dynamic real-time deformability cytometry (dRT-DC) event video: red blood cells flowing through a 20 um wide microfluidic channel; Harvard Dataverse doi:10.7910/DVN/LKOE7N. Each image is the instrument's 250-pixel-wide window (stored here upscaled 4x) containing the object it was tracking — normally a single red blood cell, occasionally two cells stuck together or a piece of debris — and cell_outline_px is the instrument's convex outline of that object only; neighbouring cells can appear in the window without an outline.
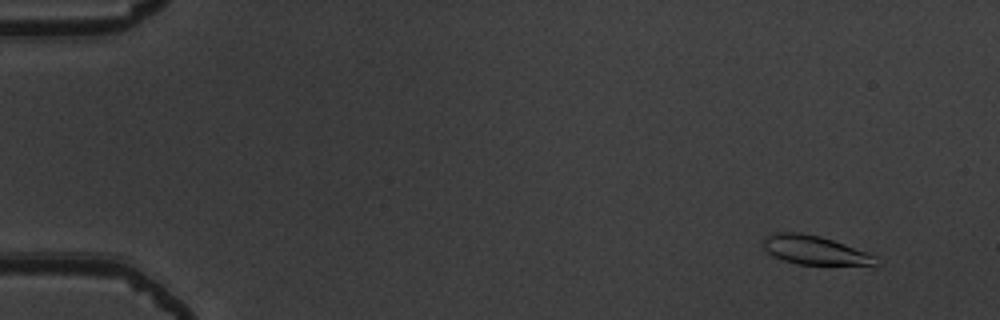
{"species": "common noctule bat (a hibernating species)", "species_latin": "Nyctalus noctula", "temperature_condition": "warm", "stored_images_in_passage": 54, "camera_frame_rate_fps": 3000, "um_per_image_px": 0.085, "animal": {"sex": "male", "body_mass_g": 19.5, "forearm_length_mm": 54.6}, "frame": {"image": 1, "passage_image": 5, "time_ms": 1.333, "image_size_px": [1000, 320], "cell_outline_px": [[876, 264], [796, 264], [784, 260], [768, 252], [764, 248], [764, 236], [776, 232], [800, 232], [820, 236], [844, 244], [876, 256]], "centroid_in_image_um": [69.18, 21.24], "position_along_channel_um": 15.8, "area_um2": 18.38}}
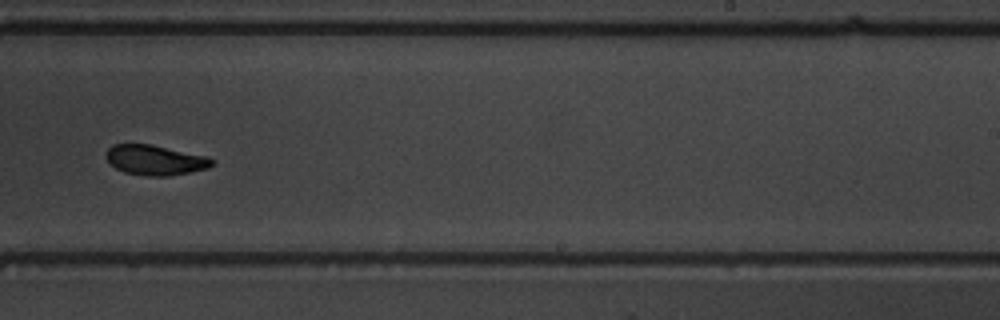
{"frame": {"image": 2, "passage_image": 35, "time_ms": 11.333, "image_size_px": [1000, 320], "cell_outline_px": [[216, 164], [208, 168], [168, 176], [148, 176], [124, 172], [108, 164], [104, 156], [104, 152], [112, 144], [152, 144], [208, 156], [216, 160]], "centroid_in_image_um": [13.18, 13.59], "position_along_channel_um": 275.8, "area_um2": 18.96}}
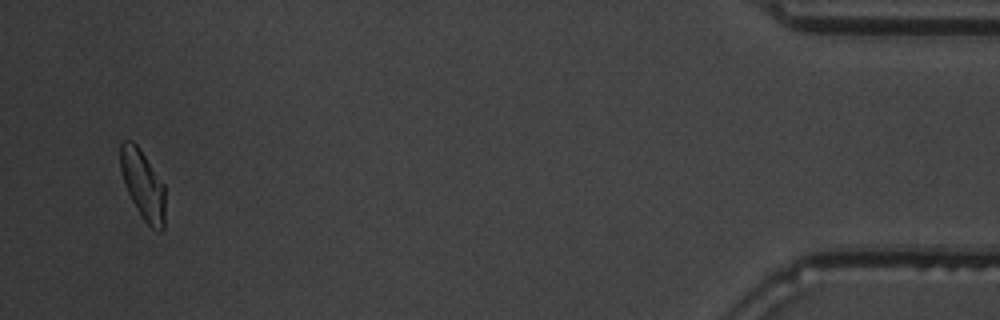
{"frame": {"image": 3, "passage_image": 52, "time_ms": 17.0, "image_size_px": [1000, 320], "cell_outline_px": [[164, 228], [160, 232], [152, 228], [144, 220], [136, 208], [124, 184], [120, 168], [120, 144], [124, 140], [132, 140], [140, 148], [164, 184]], "centroid_in_image_um": [12.14, 15.68], "position_along_channel_um": 423.1, "area_um2": 18.03}, "authors_computed_cell_mechanics": {"area_um2": 19.0162, "velocity_mm_per_s": 3.9056, "shape_relaxation_time_tau1_ms": 3.641, "shape_relaxation_time_tau2_ms": 2.5071, "deformation_change_tau1": 0.1556, "deformation_change_tau2": 0.0894}}